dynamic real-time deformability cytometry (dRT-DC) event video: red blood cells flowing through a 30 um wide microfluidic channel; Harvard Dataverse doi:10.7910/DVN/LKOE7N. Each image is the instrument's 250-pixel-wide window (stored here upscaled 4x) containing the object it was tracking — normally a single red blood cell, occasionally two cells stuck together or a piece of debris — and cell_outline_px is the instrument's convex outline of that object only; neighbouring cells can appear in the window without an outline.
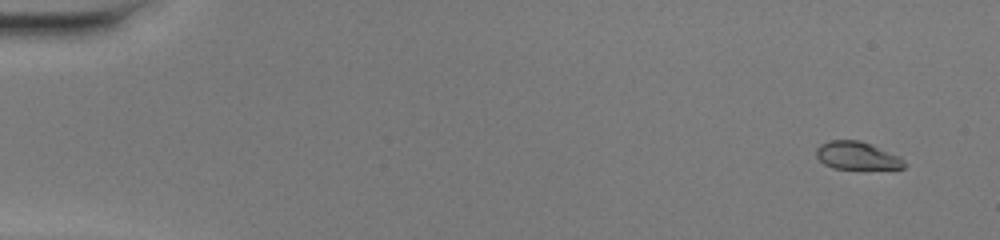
{"species": "common noctule bat (a hibernating species)", "species_latin": "Nyctalus noctula", "temperature_condition": "warm", "stored_images_in_passage": 51, "camera_frame_rate_fps": 3000, "um_per_image_px": 0.085, "animal": {"sex": "female", "body_mass_g": 20.0, "forearm_length_mm": 54.0}, "frame": {"image": 1, "passage_image": 4, "time_ms": 1.0, "image_size_px": [1000, 240], "cell_outline_px": [[908, 164], [904, 168], [832, 168], [824, 164], [816, 156], [816, 148], [820, 144], [828, 140], [860, 140], [872, 144], [900, 156]], "centroid_in_image_um": [72.85, 13.21], "position_along_channel_um": 12.1, "area_um2": 14.33}}
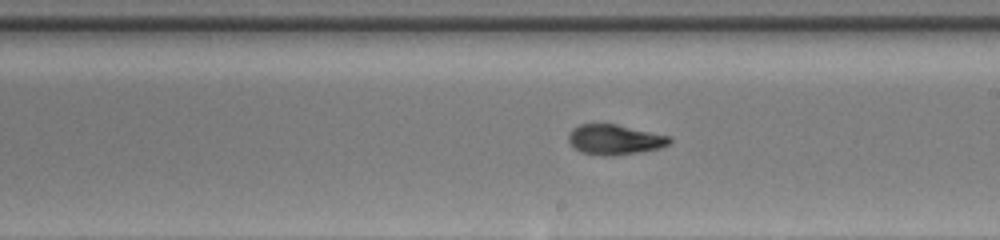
{"frame": {"image": 2, "passage_image": 31, "time_ms": 10.0, "image_size_px": [1000, 240], "cell_outline_px": [[672, 140], [668, 144], [660, 148], [640, 152], [612, 156], [604, 156], [580, 152], [572, 148], [568, 140], [568, 132], [572, 128], [580, 124], [616, 124], [672, 136]], "centroid_in_image_um": [52.23, 11.87], "position_along_channel_um": 236.8, "area_um2": 18.03}}
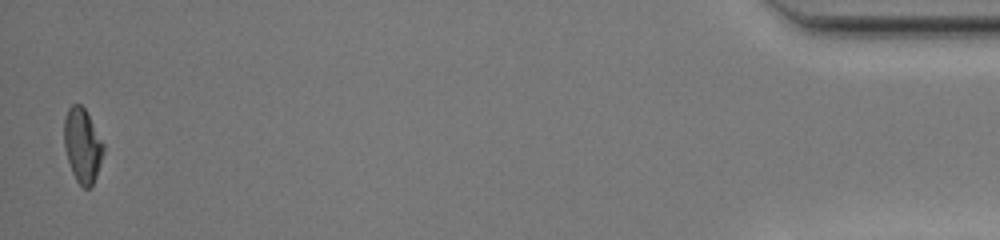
{"frame": {"image": 3, "passage_image": 51, "time_ms": 16.667, "image_size_px": [1000, 240], "cell_outline_px": [[104, 152], [96, 176], [92, 184], [88, 188], [84, 188], [76, 180], [72, 172], [64, 148], [64, 116], [68, 108], [72, 104], [80, 104], [84, 108], [104, 144]], "centroid_in_image_um": [6.99, 12.35], "position_along_channel_um": 428.2, "area_um2": 16.88}, "authors_computed_cell_mechanics": {"area_um2": 17.34, "velocity_mm_per_s": 4.1632, "shape_relaxation_time_tau1_ms": null, "shape_relaxation_time_tau2_ms": 0.9545, "deformation_change_tau1": null, "deformation_change_tau2": 0.0678}}